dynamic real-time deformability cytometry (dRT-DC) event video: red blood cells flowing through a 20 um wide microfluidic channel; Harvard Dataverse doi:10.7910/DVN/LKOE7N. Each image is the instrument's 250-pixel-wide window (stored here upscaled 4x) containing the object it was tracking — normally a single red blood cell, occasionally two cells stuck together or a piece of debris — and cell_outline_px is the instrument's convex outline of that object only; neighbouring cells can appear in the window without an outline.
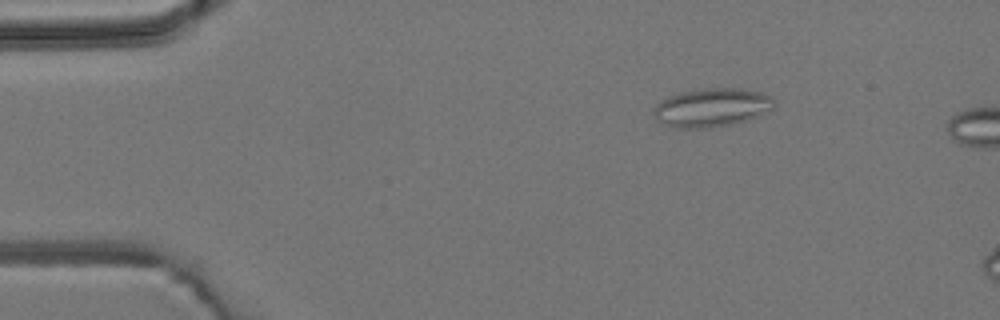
{"species": "common noctule bat (a hibernating species)", "species_latin": "Nyctalus noctula", "temperature_condition": "room temperature", "stored_images_in_passage": 4, "camera_frame_rate_fps": 3000, "um_per_image_px": 0.085, "animal": {"sex": "male", "body_mass_g": 19.2, "forearm_length_mm": 51.8}, "frame": {"image": 1, "passage_image": 2, "time_ms": 1.333, "image_size_px": [1000, 320], "cell_outline_px": [[776, 104], [772, 108], [760, 116], [748, 120], [732, 124], [708, 128], [676, 128], [664, 124], [656, 116], [652, 108], [660, 100], [668, 96], [680, 92], [704, 88], [740, 88], [760, 92], [776, 100]], "centroid_in_image_um": [60.51, 9.13], "position_along_channel_um": 24.5, "area_um2": 27.22}}